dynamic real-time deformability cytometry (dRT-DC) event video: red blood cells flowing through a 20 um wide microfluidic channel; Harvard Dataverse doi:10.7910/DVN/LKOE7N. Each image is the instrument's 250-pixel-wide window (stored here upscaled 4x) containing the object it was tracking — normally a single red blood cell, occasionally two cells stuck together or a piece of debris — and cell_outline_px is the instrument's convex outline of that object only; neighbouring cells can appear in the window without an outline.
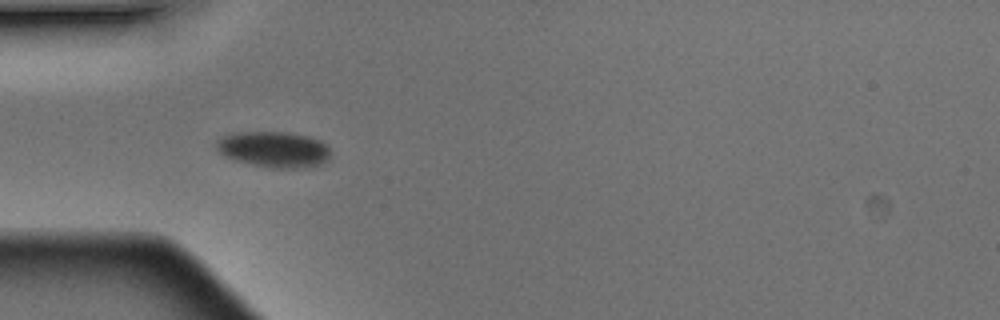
{"species": "Egyptian fruit bat (a non-hibernating species)", "species_latin": "Rousettus aegyptiacus", "temperature_condition": "warm", "stored_images_in_passage": 2, "camera_frame_rate_fps": 3000, "um_per_image_px": 0.085, "animal": {"sex": "male"}, "frame": {"image": 1, "passage_image": 2, "time_ms": 0.333, "image_size_px": [1000, 320], "cell_outline_px": [[328, 160], [320, 164], [304, 168], [276, 168], [252, 164], [236, 160], [220, 152], [216, 148], [216, 140], [224, 136], [236, 132], [288, 132], [308, 136], [320, 140], [328, 144]], "centroid_in_image_um": [23.3, 12.69], "position_along_channel_um": 61.7, "area_um2": 23.7}}